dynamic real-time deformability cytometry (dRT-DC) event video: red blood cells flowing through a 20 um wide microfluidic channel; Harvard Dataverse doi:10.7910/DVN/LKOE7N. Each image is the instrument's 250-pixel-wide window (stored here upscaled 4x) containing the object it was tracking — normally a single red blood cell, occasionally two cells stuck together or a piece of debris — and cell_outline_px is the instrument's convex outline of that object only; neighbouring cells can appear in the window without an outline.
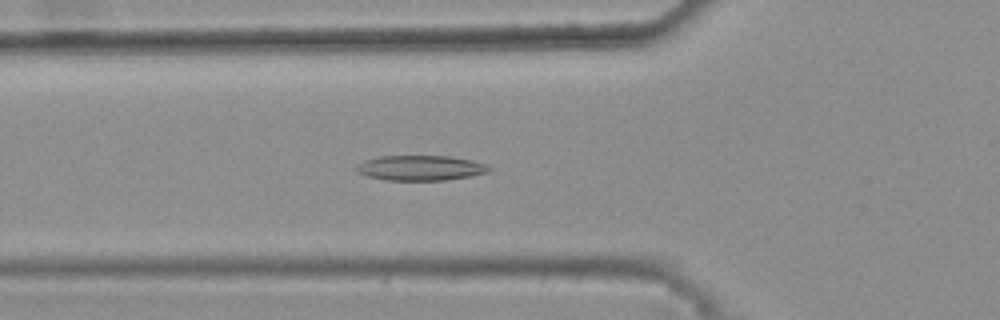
{"species": "common noctule bat (a hibernating species)", "species_latin": "Nyctalus noctula", "temperature_condition": "warm", "stored_images_in_passage": 35, "camera_frame_rate_fps": 3000, "um_per_image_px": 0.085, "animal": {"sex": "female", "body_mass_g": 25.1}, "frame": {"image": 1, "passage_image": 8, "time_ms": 2.333, "image_size_px": [1000, 320], "cell_outline_px": [[492, 168], [488, 172], [472, 176], [444, 180], [388, 180], [368, 176], [356, 172], [356, 164], [364, 160], [380, 156], [452, 156], [472, 160], [484, 164]], "centroid_in_image_um": [35.73, 14.27], "position_along_channel_um": 90.1, "area_um2": 19.42}}
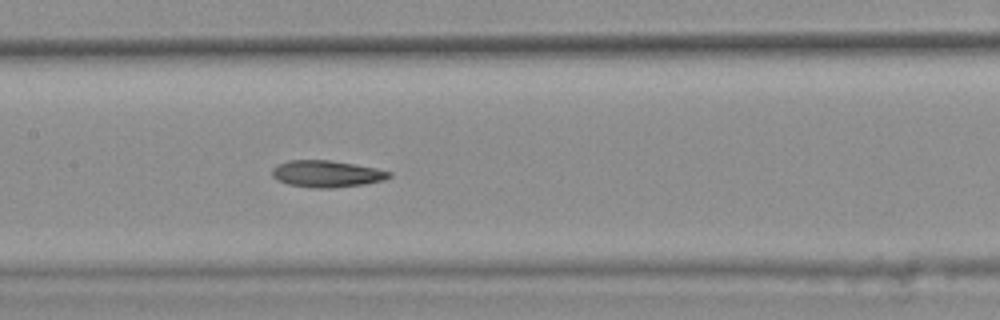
{"frame": {"image": 2, "passage_image": 15, "time_ms": 4.667, "image_size_px": [1000, 320], "cell_outline_px": [[392, 176], [384, 180], [364, 184], [332, 188], [312, 188], [288, 184], [276, 180], [272, 176], [272, 168], [276, 164], [288, 160], [332, 160], [376, 168], [392, 172]], "centroid_in_image_um": [27.74, 14.77], "position_along_channel_um": 179.7, "area_um2": 18.44}}
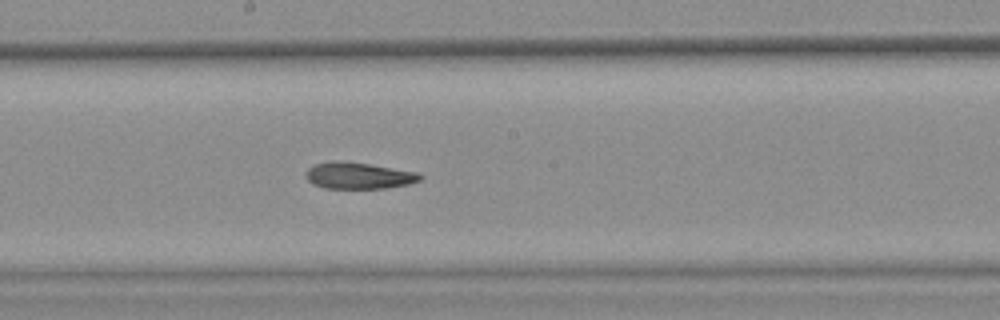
{"frame": {"image": 3, "passage_image": 18, "time_ms": 5.667, "image_size_px": [1000, 320], "cell_outline_px": [[424, 176], [420, 180], [408, 184], [384, 188], [324, 188], [312, 184], [304, 176], [308, 168], [316, 164], [332, 160], [344, 160], [416, 172]], "centroid_in_image_um": [30.43, 14.92], "position_along_channel_um": 217.8, "area_um2": 17.63}, "authors_computed_cell_mechanics": {"area_um2": 17.9758, "velocity_mm_per_s": 3.826, "shape_relaxation_time_tau1_ms": null, "shape_relaxation_time_tau2_ms": 5.6497, "deformation_change_tau1": null, "deformation_change_tau2": 0.1515}}